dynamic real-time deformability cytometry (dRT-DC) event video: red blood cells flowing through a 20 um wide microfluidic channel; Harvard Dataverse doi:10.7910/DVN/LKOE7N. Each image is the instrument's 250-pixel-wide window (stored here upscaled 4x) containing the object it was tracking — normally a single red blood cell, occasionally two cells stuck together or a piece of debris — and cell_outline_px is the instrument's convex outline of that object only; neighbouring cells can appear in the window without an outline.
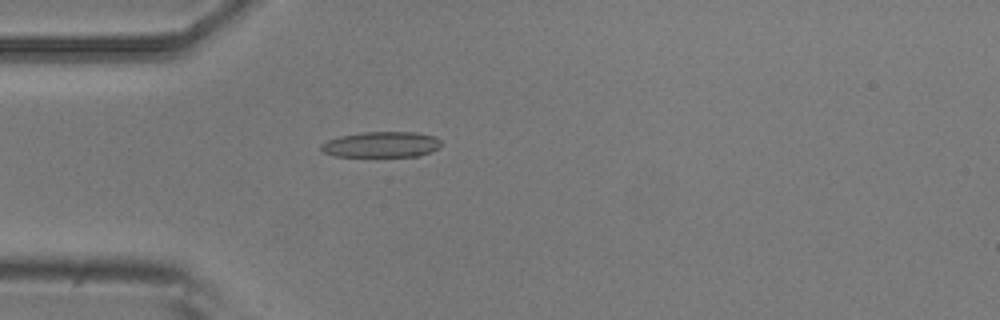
{"species": "common noctule bat (a hibernating species)", "species_latin": "Nyctalus noctula", "temperature_condition": "room temperature", "stored_images_in_passage": 3, "camera_frame_rate_fps": 3000, "um_per_image_px": 0.085, "animal": {"sex": "male", "body_mass_g": 20.5, "forearm_length_mm": 52.5}, "frame": {"image": 1, "passage_image": 3, "time_ms": 0.667, "image_size_px": [1000, 320], "cell_outline_px": [[440, 148], [432, 152], [416, 156], [376, 160], [332, 156], [324, 152], [320, 148], [320, 144], [328, 140], [340, 136], [360, 132], [416, 132], [436, 136], [440, 140]], "centroid_in_image_um": [32.39, 12.35], "position_along_channel_um": 52.6, "area_um2": 19.31}}